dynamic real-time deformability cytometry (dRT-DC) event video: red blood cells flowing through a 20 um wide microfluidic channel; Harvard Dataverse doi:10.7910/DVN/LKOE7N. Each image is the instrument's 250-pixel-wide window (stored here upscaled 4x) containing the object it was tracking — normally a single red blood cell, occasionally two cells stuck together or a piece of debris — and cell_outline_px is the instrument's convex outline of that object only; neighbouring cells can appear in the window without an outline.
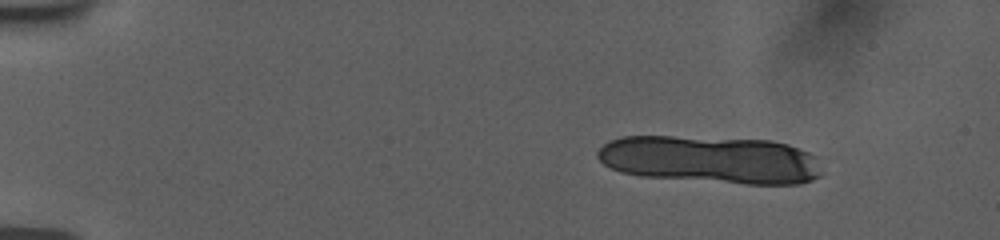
{"species": "human", "species_latin": "Homo sapiens", "temperature_condition": "room temperature", "stored_images_in_passage": 11, "camera_frame_rate_fps": 3000, "um_per_image_px": 0.085, "donor": {"sex": "female"}, "frame": {"image": 1, "passage_image": 1, "time_ms": 0.0, "image_size_px": [1000, 240], "cell_outline_px": [[820, 176], [812, 180], [800, 184], [744, 184], [640, 176], [620, 172], [604, 164], [596, 156], [596, 152], [608, 140], [620, 136], [672, 136], [772, 140], [788, 144], [808, 152], [816, 156]], "centroid_in_image_um": [60.37, 13.56], "position_along_channel_um": 24.6, "area_um2": 62.66}}